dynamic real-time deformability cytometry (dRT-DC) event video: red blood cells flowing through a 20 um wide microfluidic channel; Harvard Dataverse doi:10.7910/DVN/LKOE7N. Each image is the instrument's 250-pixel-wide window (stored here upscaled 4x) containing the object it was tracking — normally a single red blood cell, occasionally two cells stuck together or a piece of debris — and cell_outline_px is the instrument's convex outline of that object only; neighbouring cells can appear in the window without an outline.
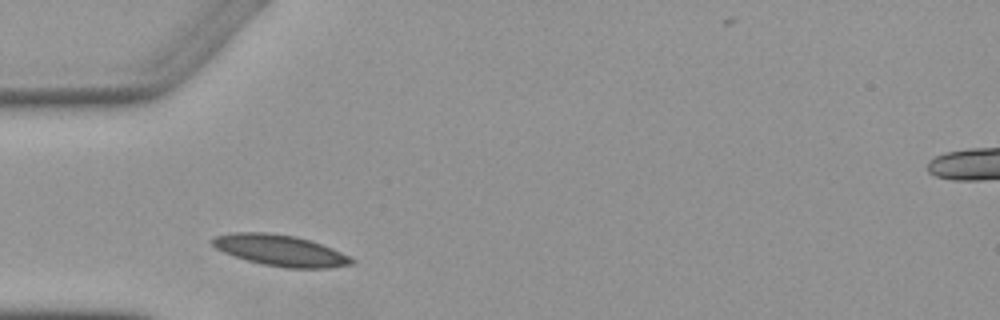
{"species": "Egyptian fruit bat (a non-hibernating species)", "species_latin": "Rousettus aegyptiacus", "temperature_condition": "warm", "stored_images_in_passage": 2, "camera_frame_rate_fps": 3000, "um_per_image_px": 0.085, "animal": {"sex": "female"}, "frame": {"image": 1, "passage_image": 1, "time_ms": 0.0, "image_size_px": [1000, 320], "cell_outline_px": [[356, 260], [352, 264], [328, 268], [288, 268], [264, 264], [248, 260], [224, 252], [216, 248], [212, 244], [212, 240], [216, 236], [236, 232], [268, 232], [296, 236], [312, 240], [332, 248]], "centroid_in_image_um": [23.86, 21.28], "position_along_channel_um": 61.1, "area_um2": 25.03}}